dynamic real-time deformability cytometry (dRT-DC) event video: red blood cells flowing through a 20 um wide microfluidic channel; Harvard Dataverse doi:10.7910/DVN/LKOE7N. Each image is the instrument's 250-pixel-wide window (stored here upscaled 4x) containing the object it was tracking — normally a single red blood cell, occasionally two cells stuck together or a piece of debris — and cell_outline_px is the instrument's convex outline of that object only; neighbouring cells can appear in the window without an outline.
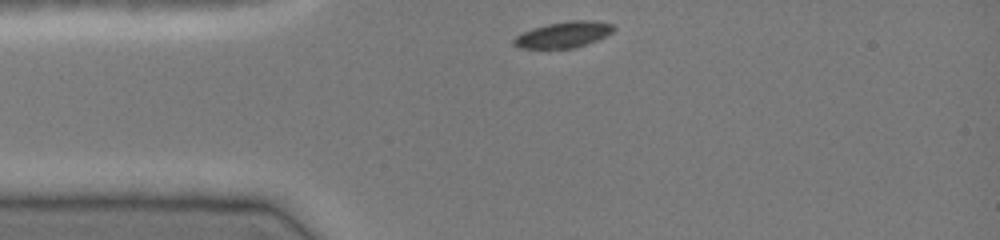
{"species": "common noctule bat (a hibernating species)", "species_latin": "Nyctalus noctula", "temperature_condition": "cold", "stored_images_in_passage": 31, "camera_frame_rate_fps": 3000, "um_per_image_px": 0.085, "animal": {"sex": "female", "body_mass_g": 19.0, "forearm_length_mm": 51.5}, "frame": {"image": 1, "passage_image": 1, "time_ms": 0.0, "image_size_px": [1000, 240], "cell_outline_px": [[616, 28], [612, 32], [596, 40], [572, 48], [520, 48], [512, 44], [512, 40], [516, 36], [532, 28], [548, 24], [572, 20], [592, 20], [612, 24]], "centroid_in_image_um": [47.87, 2.94], "position_along_channel_um": 37.1, "area_um2": 14.91}}
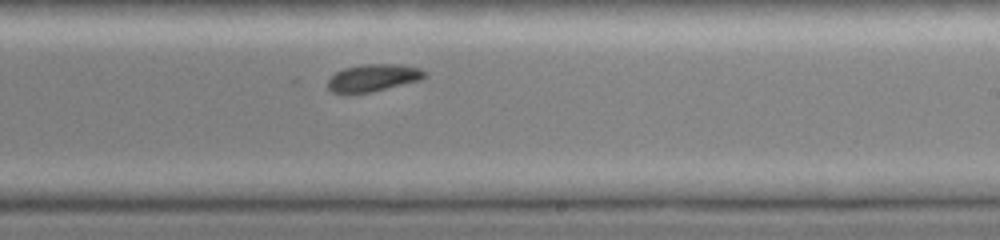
{"frame": {"image": 2, "passage_image": 19, "time_ms": 6.0, "image_size_px": [1000, 240], "cell_outline_px": [[428, 76], [420, 80], [372, 92], [332, 92], [328, 88], [328, 80], [336, 72], [344, 68], [360, 64], [396, 64], [420, 68]], "centroid_in_image_um": [31.74, 6.6], "position_along_channel_um": 257.3, "area_um2": 15.2}}
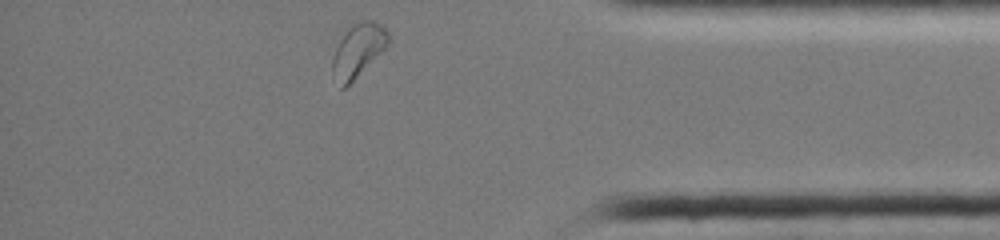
{"frame": {"image": 3, "passage_image": 31, "time_ms": 10.0, "image_size_px": [1000, 240], "cell_outline_px": [[392, 40], [344, 88], [340, 88], [332, 72], [332, 60], [336, 48], [340, 40], [348, 28], [352, 24], [360, 20], [372, 20], [380, 24], [392, 36]], "centroid_in_image_um": [30.44, 4.23], "position_along_channel_um": 404.8, "area_um2": 16.94}, "authors_computed_cell_mechanics": {"area_um2": 16.4152, "velocity_mm_per_s": 4.0282, "shape_relaxation_time_tau1_ms": 1.9085, "shape_relaxation_time_tau2_ms": null, "deformation_change_tau1": 0.0811, "deformation_change_tau2": null}}